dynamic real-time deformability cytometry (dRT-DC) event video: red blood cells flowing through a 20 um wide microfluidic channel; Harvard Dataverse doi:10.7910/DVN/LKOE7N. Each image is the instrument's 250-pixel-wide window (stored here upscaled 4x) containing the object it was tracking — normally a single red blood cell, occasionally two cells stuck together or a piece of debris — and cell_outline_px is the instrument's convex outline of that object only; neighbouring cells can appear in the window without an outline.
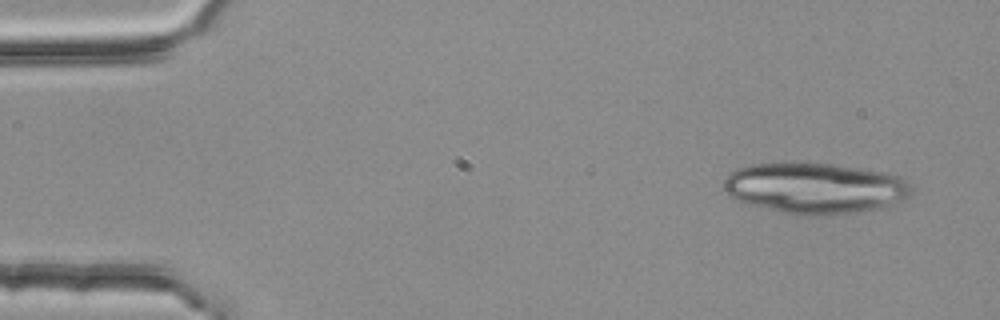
{"species": "common noctule bat (a hibernating species)", "species_latin": "Nyctalus noctula", "temperature_condition": "room temperature", "stored_images_in_passage": 5, "camera_frame_rate_fps": 3000, "um_per_image_px": 0.085, "animal": {"sex": "female", "body_mass_g": 25.1}, "frame": {"image": 1, "passage_image": 1, "time_ms": 0.0, "image_size_px": [1000, 320], "cell_outline_px": [[912, 192], [904, 200], [888, 208], [820, 216], [804, 216], [784, 212], [748, 204], [732, 200], [728, 196], [724, 188], [724, 180], [728, 172], [736, 168], [752, 164], [832, 164], [888, 172], [900, 176], [908, 180], [912, 184]], "centroid_in_image_um": [69.33, 16.01], "position_along_channel_um": 15.7, "area_um2": 56.18}}